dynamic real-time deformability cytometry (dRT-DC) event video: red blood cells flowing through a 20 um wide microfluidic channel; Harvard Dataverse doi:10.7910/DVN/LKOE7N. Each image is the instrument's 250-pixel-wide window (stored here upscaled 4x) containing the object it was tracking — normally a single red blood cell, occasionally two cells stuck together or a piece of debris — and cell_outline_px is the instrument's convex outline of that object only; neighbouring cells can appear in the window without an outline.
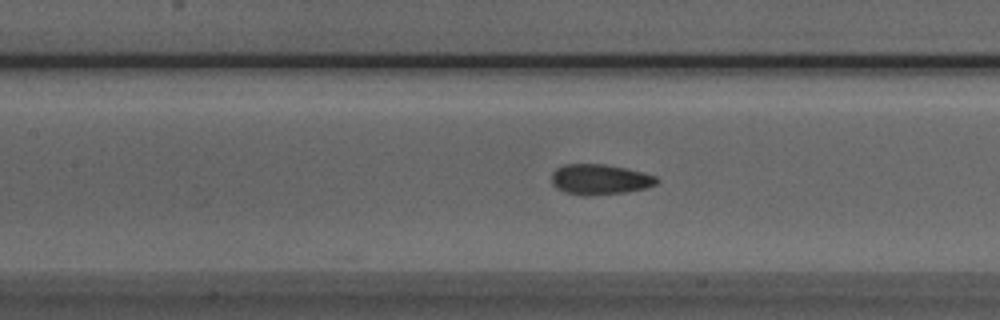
{"species": "Egyptian fruit bat (a non-hibernating species)", "species_latin": "Rousettus aegyptiacus", "temperature_condition": "room temperature", "stored_images_in_passage": 38, "camera_frame_rate_fps": 3000, "um_per_image_px": 0.085, "animal": {"sex": "male"}, "frame": {"image": 1, "passage_image": 14, "time_ms": 4.333, "image_size_px": [1000, 320], "cell_outline_px": [[660, 180], [656, 184], [644, 188], [624, 192], [588, 196], [584, 196], [564, 192], [556, 188], [552, 184], [552, 172], [556, 168], [564, 164], [604, 164], [624, 168], [656, 176]], "centroid_in_image_um": [50.94, 15.25], "position_along_channel_um": 156.5, "area_um2": 18.55}}
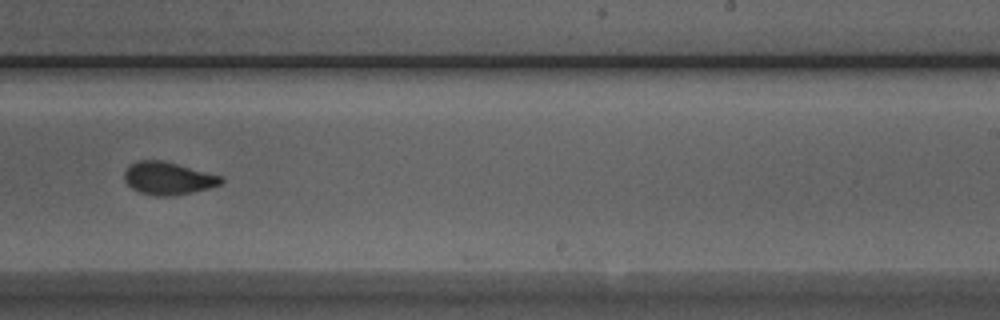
{"frame": {"image": 2, "passage_image": 23, "time_ms": 7.333, "image_size_px": [1000, 320], "cell_outline_px": [[224, 180], [220, 184], [208, 188], [192, 192], [172, 196], [156, 196], [140, 192], [132, 188], [124, 180], [124, 172], [128, 164], [136, 160], [160, 160], [176, 164], [220, 176]], "centroid_in_image_um": [14.22, 15.15], "position_along_channel_um": 274.8, "area_um2": 18.21}}
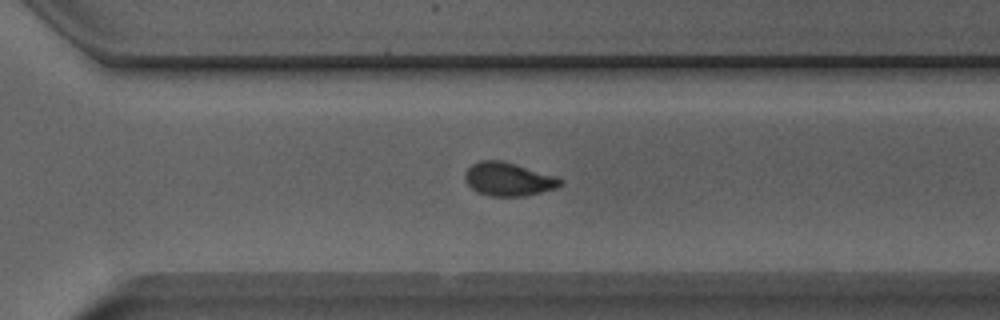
{"frame": {"image": 3, "passage_image": 27, "time_ms": 8.667, "image_size_px": [1000, 320], "cell_outline_px": [[564, 180], [556, 188], [524, 196], [488, 196], [476, 192], [464, 180], [464, 172], [472, 164], [480, 160], [500, 160], [556, 176]], "centroid_in_image_um": [43.17, 15.23], "position_along_channel_um": 327.4, "area_um2": 18.5}, "authors_computed_cell_mechanics": {"area_um2": 18.6694, "velocity_mm_per_s": 3.9622, "shape_relaxation_time_tau1_ms": 4.8747, "shape_relaxation_time_tau2_ms": 1.3133, "deformation_change_tau1": 0.125, "deformation_change_tau2": 0.0594}}